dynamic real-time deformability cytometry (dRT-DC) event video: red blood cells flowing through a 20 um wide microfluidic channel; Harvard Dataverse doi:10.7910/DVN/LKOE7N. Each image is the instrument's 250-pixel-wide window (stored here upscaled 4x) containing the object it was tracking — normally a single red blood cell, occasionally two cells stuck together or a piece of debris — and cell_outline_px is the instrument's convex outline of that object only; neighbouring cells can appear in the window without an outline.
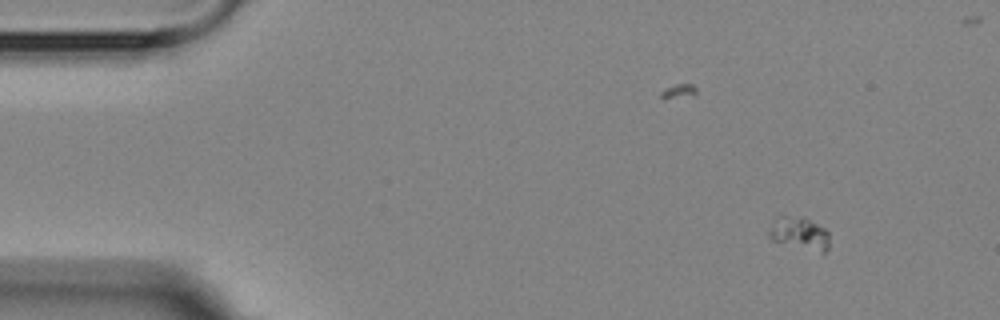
{"species": "Egyptian fruit bat (a non-hibernating species)", "species_latin": "Rousettus aegyptiacus", "temperature_condition": "room temperature", "stored_images_in_passage": 6, "camera_frame_rate_fps": 3000, "um_per_image_px": 0.085, "animal": {"sex": "female"}, "frame": {"image": 1, "passage_image": 1, "time_ms": 0.0, "image_size_px": [1000, 320], "cell_outline_px": [[828, 248], [824, 252], [820, 252], [772, 240], [768, 236], [768, 232], [776, 216], [784, 216], [808, 220], [824, 228], [828, 232]], "centroid_in_image_um": [67.93, 19.84], "position_along_channel_um": 17.1, "area_um2": 10.92}}
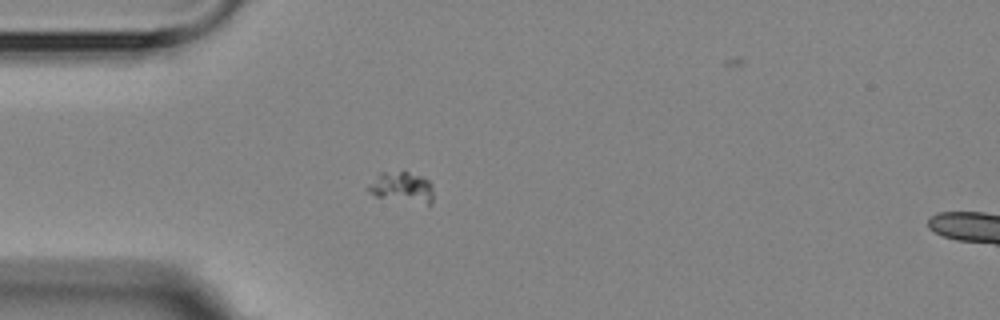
{"frame": {"image": 2, "passage_image": 4, "time_ms": 3.333, "image_size_px": [1000, 320], "cell_outline_px": [[432, 204], [428, 204], [376, 196], [368, 192], [368, 184], [380, 172], [408, 172], [420, 176], [428, 180], [432, 184]], "centroid_in_image_um": [34.16, 15.91], "position_along_channel_um": 50.8, "area_um2": 11.39}}